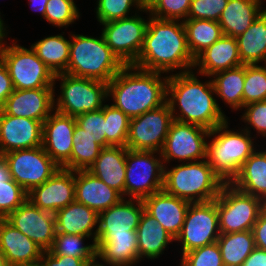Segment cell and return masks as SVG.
<instances>
[{"instance_id":"58","label":"cell","mask_w":266,"mask_h":266,"mask_svg":"<svg viewBox=\"0 0 266 266\" xmlns=\"http://www.w3.org/2000/svg\"><path fill=\"white\" fill-rule=\"evenodd\" d=\"M0 266H8L3 253L0 251Z\"/></svg>"},{"instance_id":"46","label":"cell","mask_w":266,"mask_h":266,"mask_svg":"<svg viewBox=\"0 0 266 266\" xmlns=\"http://www.w3.org/2000/svg\"><path fill=\"white\" fill-rule=\"evenodd\" d=\"M76 123L83 128L84 133L96 138L98 144L102 147L111 146L106 141V121L102 108L96 111H90L75 117Z\"/></svg>"},{"instance_id":"34","label":"cell","mask_w":266,"mask_h":266,"mask_svg":"<svg viewBox=\"0 0 266 266\" xmlns=\"http://www.w3.org/2000/svg\"><path fill=\"white\" fill-rule=\"evenodd\" d=\"M215 95L220 97L234 111L243 109V86L245 65L218 72L211 76Z\"/></svg>"},{"instance_id":"39","label":"cell","mask_w":266,"mask_h":266,"mask_svg":"<svg viewBox=\"0 0 266 266\" xmlns=\"http://www.w3.org/2000/svg\"><path fill=\"white\" fill-rule=\"evenodd\" d=\"M89 238L84 235L56 233L52 247L48 250L53 255H63L75 258H95L97 256L96 241L85 245L83 242ZM84 244V245H83Z\"/></svg>"},{"instance_id":"54","label":"cell","mask_w":266,"mask_h":266,"mask_svg":"<svg viewBox=\"0 0 266 266\" xmlns=\"http://www.w3.org/2000/svg\"><path fill=\"white\" fill-rule=\"evenodd\" d=\"M6 31L8 30H6L5 23L0 15V49L6 44L5 42H3L5 41L4 39L7 37L6 35L8 34V32Z\"/></svg>"},{"instance_id":"8","label":"cell","mask_w":266,"mask_h":266,"mask_svg":"<svg viewBox=\"0 0 266 266\" xmlns=\"http://www.w3.org/2000/svg\"><path fill=\"white\" fill-rule=\"evenodd\" d=\"M264 208L262 199L224 183L217 196L220 234L252 230Z\"/></svg>"},{"instance_id":"27","label":"cell","mask_w":266,"mask_h":266,"mask_svg":"<svg viewBox=\"0 0 266 266\" xmlns=\"http://www.w3.org/2000/svg\"><path fill=\"white\" fill-rule=\"evenodd\" d=\"M55 218L56 233L84 235L96 241L99 214L86 205L74 201L59 209Z\"/></svg>"},{"instance_id":"35","label":"cell","mask_w":266,"mask_h":266,"mask_svg":"<svg viewBox=\"0 0 266 266\" xmlns=\"http://www.w3.org/2000/svg\"><path fill=\"white\" fill-rule=\"evenodd\" d=\"M183 25L188 48L194 59L223 35L218 21L186 19L183 21Z\"/></svg>"},{"instance_id":"28","label":"cell","mask_w":266,"mask_h":266,"mask_svg":"<svg viewBox=\"0 0 266 266\" xmlns=\"http://www.w3.org/2000/svg\"><path fill=\"white\" fill-rule=\"evenodd\" d=\"M262 0H228L218 20L223 35L238 37L264 10Z\"/></svg>"},{"instance_id":"37","label":"cell","mask_w":266,"mask_h":266,"mask_svg":"<svg viewBox=\"0 0 266 266\" xmlns=\"http://www.w3.org/2000/svg\"><path fill=\"white\" fill-rule=\"evenodd\" d=\"M73 146L70 160L62 167L65 169L80 171L88 170L99 156L102 146L96 138L84 133L77 123L73 131Z\"/></svg>"},{"instance_id":"24","label":"cell","mask_w":266,"mask_h":266,"mask_svg":"<svg viewBox=\"0 0 266 266\" xmlns=\"http://www.w3.org/2000/svg\"><path fill=\"white\" fill-rule=\"evenodd\" d=\"M123 196L88 170L75 171V201L98 214L116 205Z\"/></svg>"},{"instance_id":"5","label":"cell","mask_w":266,"mask_h":266,"mask_svg":"<svg viewBox=\"0 0 266 266\" xmlns=\"http://www.w3.org/2000/svg\"><path fill=\"white\" fill-rule=\"evenodd\" d=\"M223 184L207 159L164 167L163 190L190 203L215 200Z\"/></svg>"},{"instance_id":"19","label":"cell","mask_w":266,"mask_h":266,"mask_svg":"<svg viewBox=\"0 0 266 266\" xmlns=\"http://www.w3.org/2000/svg\"><path fill=\"white\" fill-rule=\"evenodd\" d=\"M54 88L14 89L2 111L7 115L44 122L54 111Z\"/></svg>"},{"instance_id":"25","label":"cell","mask_w":266,"mask_h":266,"mask_svg":"<svg viewBox=\"0 0 266 266\" xmlns=\"http://www.w3.org/2000/svg\"><path fill=\"white\" fill-rule=\"evenodd\" d=\"M0 251L8 266L38 262L43 253V250L35 242L5 219H0Z\"/></svg>"},{"instance_id":"31","label":"cell","mask_w":266,"mask_h":266,"mask_svg":"<svg viewBox=\"0 0 266 266\" xmlns=\"http://www.w3.org/2000/svg\"><path fill=\"white\" fill-rule=\"evenodd\" d=\"M230 183L240 191L266 202V150H255Z\"/></svg>"},{"instance_id":"32","label":"cell","mask_w":266,"mask_h":266,"mask_svg":"<svg viewBox=\"0 0 266 266\" xmlns=\"http://www.w3.org/2000/svg\"><path fill=\"white\" fill-rule=\"evenodd\" d=\"M238 53L243 65L266 64V9L250 27L236 37Z\"/></svg>"},{"instance_id":"6","label":"cell","mask_w":266,"mask_h":266,"mask_svg":"<svg viewBox=\"0 0 266 266\" xmlns=\"http://www.w3.org/2000/svg\"><path fill=\"white\" fill-rule=\"evenodd\" d=\"M228 120L210 130L207 143V161L213 171L224 181L230 183L239 173L241 166L257 150L254 138L245 129H229Z\"/></svg>"},{"instance_id":"29","label":"cell","mask_w":266,"mask_h":266,"mask_svg":"<svg viewBox=\"0 0 266 266\" xmlns=\"http://www.w3.org/2000/svg\"><path fill=\"white\" fill-rule=\"evenodd\" d=\"M97 256L116 266H134L139 263L137 234H121L114 237H96Z\"/></svg>"},{"instance_id":"48","label":"cell","mask_w":266,"mask_h":266,"mask_svg":"<svg viewBox=\"0 0 266 266\" xmlns=\"http://www.w3.org/2000/svg\"><path fill=\"white\" fill-rule=\"evenodd\" d=\"M244 108L245 110L242 113L243 115H241V119L247 124L243 129L251 134L250 128H253L258 135L260 134L261 137H266V100L248 104L243 106Z\"/></svg>"},{"instance_id":"2","label":"cell","mask_w":266,"mask_h":266,"mask_svg":"<svg viewBox=\"0 0 266 266\" xmlns=\"http://www.w3.org/2000/svg\"><path fill=\"white\" fill-rule=\"evenodd\" d=\"M194 60L183 21L157 19L149 14L144 44L133 65L165 74L177 69L185 73L193 70Z\"/></svg>"},{"instance_id":"3","label":"cell","mask_w":266,"mask_h":266,"mask_svg":"<svg viewBox=\"0 0 266 266\" xmlns=\"http://www.w3.org/2000/svg\"><path fill=\"white\" fill-rule=\"evenodd\" d=\"M125 65L108 83V98L130 119L166 102L168 75Z\"/></svg>"},{"instance_id":"49","label":"cell","mask_w":266,"mask_h":266,"mask_svg":"<svg viewBox=\"0 0 266 266\" xmlns=\"http://www.w3.org/2000/svg\"><path fill=\"white\" fill-rule=\"evenodd\" d=\"M94 258H75L63 255H53L51 252L43 251L41 261L45 266H85L87 261Z\"/></svg>"},{"instance_id":"55","label":"cell","mask_w":266,"mask_h":266,"mask_svg":"<svg viewBox=\"0 0 266 266\" xmlns=\"http://www.w3.org/2000/svg\"><path fill=\"white\" fill-rule=\"evenodd\" d=\"M98 260H99V258H98V256H96L94 259L87 261L85 266H107V265L116 266V265H112V264L106 263V262H104V264H103L102 262L100 263Z\"/></svg>"},{"instance_id":"1","label":"cell","mask_w":266,"mask_h":266,"mask_svg":"<svg viewBox=\"0 0 266 266\" xmlns=\"http://www.w3.org/2000/svg\"><path fill=\"white\" fill-rule=\"evenodd\" d=\"M213 95L215 88L212 80L203 83L193 71L168 76L166 102L174 120L196 124L208 130L225 123L228 117ZM177 107L180 113L176 112Z\"/></svg>"},{"instance_id":"30","label":"cell","mask_w":266,"mask_h":266,"mask_svg":"<svg viewBox=\"0 0 266 266\" xmlns=\"http://www.w3.org/2000/svg\"><path fill=\"white\" fill-rule=\"evenodd\" d=\"M138 258H159L169 243L175 239L145 210L136 229Z\"/></svg>"},{"instance_id":"38","label":"cell","mask_w":266,"mask_h":266,"mask_svg":"<svg viewBox=\"0 0 266 266\" xmlns=\"http://www.w3.org/2000/svg\"><path fill=\"white\" fill-rule=\"evenodd\" d=\"M28 199V193L11 178L8 163L0 161V219H5Z\"/></svg>"},{"instance_id":"11","label":"cell","mask_w":266,"mask_h":266,"mask_svg":"<svg viewBox=\"0 0 266 266\" xmlns=\"http://www.w3.org/2000/svg\"><path fill=\"white\" fill-rule=\"evenodd\" d=\"M220 236L217 198L209 202L190 203L182 230L175 241L186 252L215 243Z\"/></svg>"},{"instance_id":"53","label":"cell","mask_w":266,"mask_h":266,"mask_svg":"<svg viewBox=\"0 0 266 266\" xmlns=\"http://www.w3.org/2000/svg\"><path fill=\"white\" fill-rule=\"evenodd\" d=\"M47 2L48 0H29V5H31L32 10L40 12L44 18Z\"/></svg>"},{"instance_id":"56","label":"cell","mask_w":266,"mask_h":266,"mask_svg":"<svg viewBox=\"0 0 266 266\" xmlns=\"http://www.w3.org/2000/svg\"><path fill=\"white\" fill-rule=\"evenodd\" d=\"M155 0H140L143 8H148Z\"/></svg>"},{"instance_id":"22","label":"cell","mask_w":266,"mask_h":266,"mask_svg":"<svg viewBox=\"0 0 266 266\" xmlns=\"http://www.w3.org/2000/svg\"><path fill=\"white\" fill-rule=\"evenodd\" d=\"M145 211L174 238L180 234L190 202L168 194L164 190L143 200Z\"/></svg>"},{"instance_id":"26","label":"cell","mask_w":266,"mask_h":266,"mask_svg":"<svg viewBox=\"0 0 266 266\" xmlns=\"http://www.w3.org/2000/svg\"><path fill=\"white\" fill-rule=\"evenodd\" d=\"M127 149L126 146L103 147L93 165L88 169L94 176L118 191L123 198Z\"/></svg>"},{"instance_id":"42","label":"cell","mask_w":266,"mask_h":266,"mask_svg":"<svg viewBox=\"0 0 266 266\" xmlns=\"http://www.w3.org/2000/svg\"><path fill=\"white\" fill-rule=\"evenodd\" d=\"M96 2V18L100 24L131 17L129 13L133 6L136 8L135 12H149L148 8L142 7L140 0H97Z\"/></svg>"},{"instance_id":"18","label":"cell","mask_w":266,"mask_h":266,"mask_svg":"<svg viewBox=\"0 0 266 266\" xmlns=\"http://www.w3.org/2000/svg\"><path fill=\"white\" fill-rule=\"evenodd\" d=\"M42 132V121L7 115L0 110V151L3 154L42 146Z\"/></svg>"},{"instance_id":"20","label":"cell","mask_w":266,"mask_h":266,"mask_svg":"<svg viewBox=\"0 0 266 266\" xmlns=\"http://www.w3.org/2000/svg\"><path fill=\"white\" fill-rule=\"evenodd\" d=\"M75 125V117L55 110L43 122L42 147L60 167L70 160Z\"/></svg>"},{"instance_id":"15","label":"cell","mask_w":266,"mask_h":266,"mask_svg":"<svg viewBox=\"0 0 266 266\" xmlns=\"http://www.w3.org/2000/svg\"><path fill=\"white\" fill-rule=\"evenodd\" d=\"M139 12L131 17L100 24L107 45L124 65H133L144 44L148 18Z\"/></svg>"},{"instance_id":"10","label":"cell","mask_w":266,"mask_h":266,"mask_svg":"<svg viewBox=\"0 0 266 266\" xmlns=\"http://www.w3.org/2000/svg\"><path fill=\"white\" fill-rule=\"evenodd\" d=\"M163 163L161 152L127 149L124 198L143 200L163 190Z\"/></svg>"},{"instance_id":"21","label":"cell","mask_w":266,"mask_h":266,"mask_svg":"<svg viewBox=\"0 0 266 266\" xmlns=\"http://www.w3.org/2000/svg\"><path fill=\"white\" fill-rule=\"evenodd\" d=\"M144 210L142 200L122 198L116 205L99 213L96 237L137 234L136 229Z\"/></svg>"},{"instance_id":"45","label":"cell","mask_w":266,"mask_h":266,"mask_svg":"<svg viewBox=\"0 0 266 266\" xmlns=\"http://www.w3.org/2000/svg\"><path fill=\"white\" fill-rule=\"evenodd\" d=\"M180 266H224L217 242L182 255Z\"/></svg>"},{"instance_id":"50","label":"cell","mask_w":266,"mask_h":266,"mask_svg":"<svg viewBox=\"0 0 266 266\" xmlns=\"http://www.w3.org/2000/svg\"><path fill=\"white\" fill-rule=\"evenodd\" d=\"M251 231L256 248L266 250V207L259 214Z\"/></svg>"},{"instance_id":"7","label":"cell","mask_w":266,"mask_h":266,"mask_svg":"<svg viewBox=\"0 0 266 266\" xmlns=\"http://www.w3.org/2000/svg\"><path fill=\"white\" fill-rule=\"evenodd\" d=\"M54 81H61L60 95L54 99V110L58 113L76 117L96 111L108 99V83L67 73L56 74Z\"/></svg>"},{"instance_id":"51","label":"cell","mask_w":266,"mask_h":266,"mask_svg":"<svg viewBox=\"0 0 266 266\" xmlns=\"http://www.w3.org/2000/svg\"><path fill=\"white\" fill-rule=\"evenodd\" d=\"M14 91L8 69L0 59V110L3 109L8 96Z\"/></svg>"},{"instance_id":"57","label":"cell","mask_w":266,"mask_h":266,"mask_svg":"<svg viewBox=\"0 0 266 266\" xmlns=\"http://www.w3.org/2000/svg\"><path fill=\"white\" fill-rule=\"evenodd\" d=\"M18 266H45V265H44L43 262L40 260V261L35 262V263L21 264V265H18Z\"/></svg>"},{"instance_id":"47","label":"cell","mask_w":266,"mask_h":266,"mask_svg":"<svg viewBox=\"0 0 266 266\" xmlns=\"http://www.w3.org/2000/svg\"><path fill=\"white\" fill-rule=\"evenodd\" d=\"M228 0H191L187 19L218 21Z\"/></svg>"},{"instance_id":"4","label":"cell","mask_w":266,"mask_h":266,"mask_svg":"<svg viewBox=\"0 0 266 266\" xmlns=\"http://www.w3.org/2000/svg\"><path fill=\"white\" fill-rule=\"evenodd\" d=\"M70 58L65 73L109 83L125 66L100 37L70 33Z\"/></svg>"},{"instance_id":"43","label":"cell","mask_w":266,"mask_h":266,"mask_svg":"<svg viewBox=\"0 0 266 266\" xmlns=\"http://www.w3.org/2000/svg\"><path fill=\"white\" fill-rule=\"evenodd\" d=\"M80 12L74 0H48L45 20L55 27H65L79 19Z\"/></svg>"},{"instance_id":"40","label":"cell","mask_w":266,"mask_h":266,"mask_svg":"<svg viewBox=\"0 0 266 266\" xmlns=\"http://www.w3.org/2000/svg\"><path fill=\"white\" fill-rule=\"evenodd\" d=\"M106 121V141L111 146H126L130 118L112 104L102 108Z\"/></svg>"},{"instance_id":"41","label":"cell","mask_w":266,"mask_h":266,"mask_svg":"<svg viewBox=\"0 0 266 266\" xmlns=\"http://www.w3.org/2000/svg\"><path fill=\"white\" fill-rule=\"evenodd\" d=\"M266 100V64L245 65L243 106Z\"/></svg>"},{"instance_id":"52","label":"cell","mask_w":266,"mask_h":266,"mask_svg":"<svg viewBox=\"0 0 266 266\" xmlns=\"http://www.w3.org/2000/svg\"><path fill=\"white\" fill-rule=\"evenodd\" d=\"M242 266H266V250L255 248Z\"/></svg>"},{"instance_id":"44","label":"cell","mask_w":266,"mask_h":266,"mask_svg":"<svg viewBox=\"0 0 266 266\" xmlns=\"http://www.w3.org/2000/svg\"><path fill=\"white\" fill-rule=\"evenodd\" d=\"M191 0H155L149 7L150 16L162 20L187 19Z\"/></svg>"},{"instance_id":"14","label":"cell","mask_w":266,"mask_h":266,"mask_svg":"<svg viewBox=\"0 0 266 266\" xmlns=\"http://www.w3.org/2000/svg\"><path fill=\"white\" fill-rule=\"evenodd\" d=\"M209 134L205 127L173 120L161 151L164 165L174 159L183 163L206 159Z\"/></svg>"},{"instance_id":"23","label":"cell","mask_w":266,"mask_h":266,"mask_svg":"<svg viewBox=\"0 0 266 266\" xmlns=\"http://www.w3.org/2000/svg\"><path fill=\"white\" fill-rule=\"evenodd\" d=\"M241 65L243 64L239 57L236 38L222 35L195 58L193 71L197 69L196 74L211 78L218 72Z\"/></svg>"},{"instance_id":"9","label":"cell","mask_w":266,"mask_h":266,"mask_svg":"<svg viewBox=\"0 0 266 266\" xmlns=\"http://www.w3.org/2000/svg\"><path fill=\"white\" fill-rule=\"evenodd\" d=\"M5 42L0 59L8 69L14 89L55 87V75L31 47L16 44L14 39L12 45Z\"/></svg>"},{"instance_id":"16","label":"cell","mask_w":266,"mask_h":266,"mask_svg":"<svg viewBox=\"0 0 266 266\" xmlns=\"http://www.w3.org/2000/svg\"><path fill=\"white\" fill-rule=\"evenodd\" d=\"M5 220L43 251L52 247L56 235L55 214L41 210L29 199L11 212Z\"/></svg>"},{"instance_id":"33","label":"cell","mask_w":266,"mask_h":266,"mask_svg":"<svg viewBox=\"0 0 266 266\" xmlns=\"http://www.w3.org/2000/svg\"><path fill=\"white\" fill-rule=\"evenodd\" d=\"M64 34L51 35L31 45L54 75L65 73L70 58V40Z\"/></svg>"},{"instance_id":"17","label":"cell","mask_w":266,"mask_h":266,"mask_svg":"<svg viewBox=\"0 0 266 266\" xmlns=\"http://www.w3.org/2000/svg\"><path fill=\"white\" fill-rule=\"evenodd\" d=\"M28 199L41 210L55 214L75 201V171L60 167L46 182L34 187Z\"/></svg>"},{"instance_id":"13","label":"cell","mask_w":266,"mask_h":266,"mask_svg":"<svg viewBox=\"0 0 266 266\" xmlns=\"http://www.w3.org/2000/svg\"><path fill=\"white\" fill-rule=\"evenodd\" d=\"M173 120L167 102L131 118L126 147L136 151L161 152Z\"/></svg>"},{"instance_id":"12","label":"cell","mask_w":266,"mask_h":266,"mask_svg":"<svg viewBox=\"0 0 266 266\" xmlns=\"http://www.w3.org/2000/svg\"><path fill=\"white\" fill-rule=\"evenodd\" d=\"M3 158L8 163L11 178L27 193L46 182L60 168L42 146L14 150L3 154Z\"/></svg>"},{"instance_id":"59","label":"cell","mask_w":266,"mask_h":266,"mask_svg":"<svg viewBox=\"0 0 266 266\" xmlns=\"http://www.w3.org/2000/svg\"><path fill=\"white\" fill-rule=\"evenodd\" d=\"M3 159V153L0 151V161Z\"/></svg>"},{"instance_id":"36","label":"cell","mask_w":266,"mask_h":266,"mask_svg":"<svg viewBox=\"0 0 266 266\" xmlns=\"http://www.w3.org/2000/svg\"><path fill=\"white\" fill-rule=\"evenodd\" d=\"M216 242L224 266H242L246 258L256 248L251 230L220 234Z\"/></svg>"}]
</instances>
